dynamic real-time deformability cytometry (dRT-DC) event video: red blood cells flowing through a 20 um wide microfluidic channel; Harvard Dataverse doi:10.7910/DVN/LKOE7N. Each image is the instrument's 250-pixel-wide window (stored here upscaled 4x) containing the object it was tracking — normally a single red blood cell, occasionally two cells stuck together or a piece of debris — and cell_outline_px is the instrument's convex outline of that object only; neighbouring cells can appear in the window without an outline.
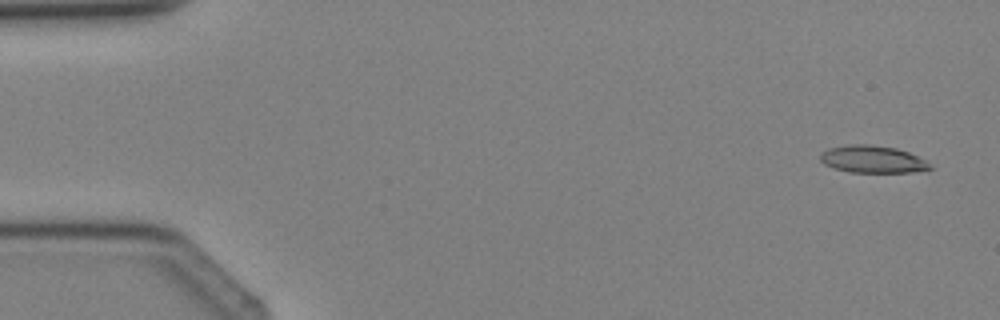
{"species": "Egyptian fruit bat (a non-hibernating species)", "species_latin": "Rousettus aegyptiacus", "temperature_condition": "cold", "stored_images_in_passage": 4, "camera_frame_rate_fps": 3000, "um_per_image_px": 0.085, "animal": {"sex": "female"}, "frame": {"image": 1, "passage_image": 1, "time_ms": 0.0, "image_size_px": [1000, 320], "cell_outline_px": [[936, 168], [912, 172], [848, 172], [824, 164], [820, 160], [820, 152], [828, 148], [848, 144], [868, 144], [896, 148], [908, 152], [924, 160]], "centroid_in_image_um": [74.15, 13.53], "position_along_channel_um": 10.9, "area_um2": 17.46}}